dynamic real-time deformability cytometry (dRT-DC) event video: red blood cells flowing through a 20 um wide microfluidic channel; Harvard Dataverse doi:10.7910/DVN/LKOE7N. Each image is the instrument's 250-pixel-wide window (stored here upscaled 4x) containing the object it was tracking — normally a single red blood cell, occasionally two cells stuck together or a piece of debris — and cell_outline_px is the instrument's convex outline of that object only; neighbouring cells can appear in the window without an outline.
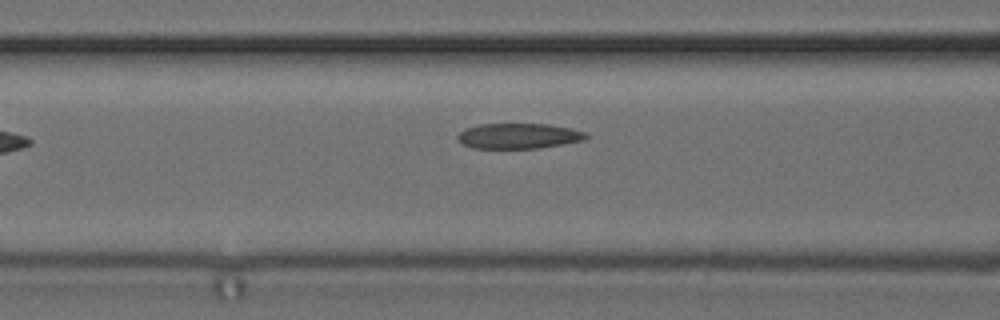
{"species": "common noctule bat (a hibernating species)", "species_latin": "Nyctalus noctula", "temperature_condition": "cold", "stored_images_in_passage": 6, "camera_frame_rate_fps": 3000, "um_per_image_px": 0.085, "animal": {"sex": "female", "body_mass_g": 24.6, "forearm_length_mm": 56.2}, "frame": {"image": 1, "passage_image": 5, "time_ms": 5.333, "image_size_px": [1000, 320], "cell_outline_px": [[588, 136], [584, 140], [536, 148], [472, 148], [464, 144], [456, 136], [464, 128], [480, 124], [548, 124], [572, 128], [584, 132]], "centroid_in_image_um": [44.06, 11.54], "position_along_channel_um": 122.5, "area_um2": 18.79}}
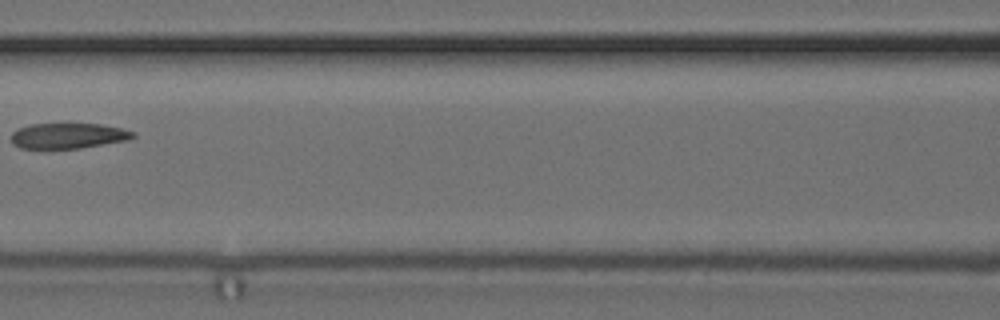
{"frame": {"image": 2, "passage_image": 6, "time_ms": 6.333, "image_size_px": [1000, 320], "cell_outline_px": [[136, 136], [128, 140], [80, 148], [20, 148], [12, 144], [12, 132], [16, 128], [32, 124], [100, 124], [120, 128], [136, 132]], "centroid_in_image_um": [5.79, 11.54], "position_along_channel_um": 160.8, "area_um2": 18.03}}